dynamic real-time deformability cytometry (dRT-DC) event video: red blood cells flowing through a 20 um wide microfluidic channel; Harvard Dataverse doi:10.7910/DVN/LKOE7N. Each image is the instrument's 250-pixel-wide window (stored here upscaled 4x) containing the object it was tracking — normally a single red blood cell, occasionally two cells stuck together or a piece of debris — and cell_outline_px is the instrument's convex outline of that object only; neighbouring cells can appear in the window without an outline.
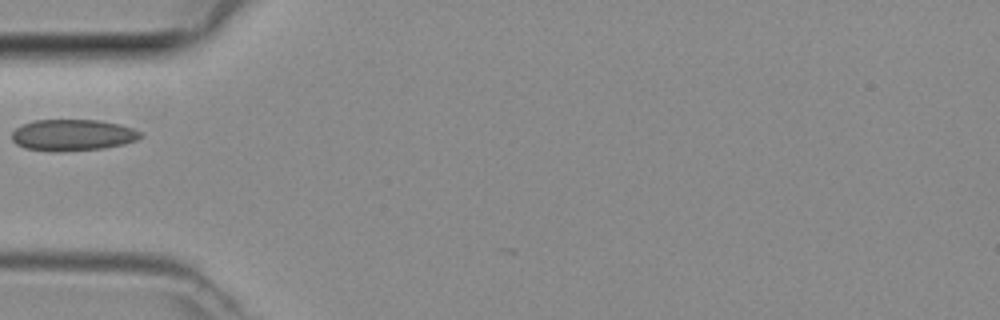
{"species": "common noctule bat (a hibernating species)", "species_latin": "Nyctalus noctula", "temperature_condition": "room temperature", "stored_images_in_passage": 3, "camera_frame_rate_fps": 3000, "um_per_image_px": 0.085, "animal": {"sex": "female", "body_mass_g": 29.2, "forearm_length_mm": 56.3}, "frame": {"image": 1, "passage_image": 1, "time_ms": 0.0, "image_size_px": [1000, 320], "cell_outline_px": [[144, 136], [136, 140], [124, 144], [104, 148], [60, 152], [24, 148], [16, 144], [12, 140], [12, 132], [16, 128], [24, 124], [36, 120], [100, 120], [120, 124], [132, 128], [140, 132]], "centroid_in_image_um": [6.19, 11.48], "position_along_channel_um": 78.8, "area_um2": 23.58}}